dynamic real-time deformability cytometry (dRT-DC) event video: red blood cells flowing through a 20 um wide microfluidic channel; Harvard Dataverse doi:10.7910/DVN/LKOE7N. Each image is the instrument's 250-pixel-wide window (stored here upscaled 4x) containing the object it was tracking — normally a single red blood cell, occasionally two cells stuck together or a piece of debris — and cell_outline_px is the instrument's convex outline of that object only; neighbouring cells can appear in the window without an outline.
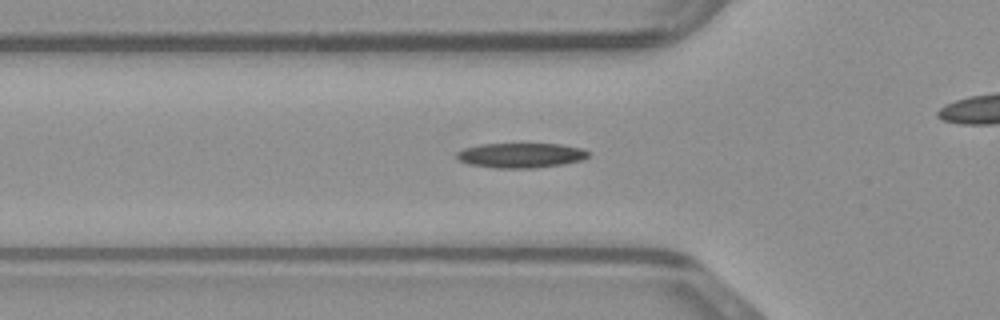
{"species": "common noctule bat (a hibernating species)", "species_latin": "Nyctalus noctula", "temperature_condition": "warm", "stored_images_in_passage": 48, "camera_frame_rate_fps": 3000, "um_per_image_px": 0.085, "animal": {"sex": "male", "body_mass_g": 23.1, "forearm_length_mm": 52.7}, "frame": {"image": 1, "passage_image": 15, "time_ms": 4.667, "image_size_px": [1000, 320], "cell_outline_px": [[592, 156], [584, 160], [564, 164], [536, 168], [492, 168], [468, 164], [460, 160], [456, 156], [456, 152], [464, 148], [480, 144], [560, 144], [584, 148]], "centroid_in_image_um": [44.32, 13.21], "position_along_channel_um": 81.5, "area_um2": 19.36}}
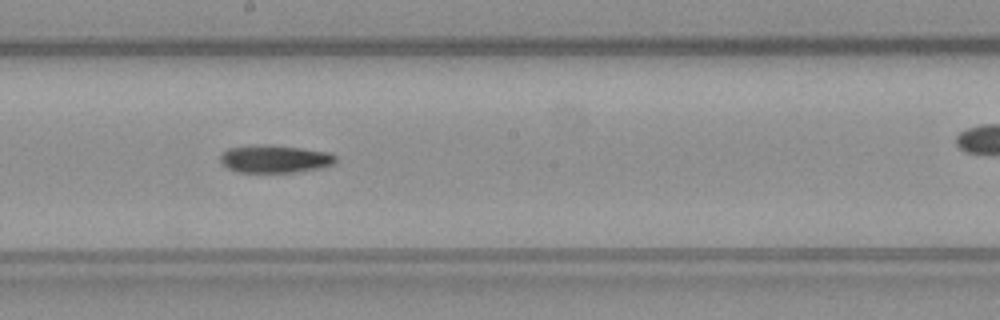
{"frame": {"image": 2, "passage_image": 25, "time_ms": 8.0, "image_size_px": [1000, 320], "cell_outline_px": [[336, 164], [324, 168], [296, 172], [236, 172], [228, 168], [220, 160], [220, 156], [228, 148], [300, 148], [332, 152], [336, 156]], "centroid_in_image_um": [23.49, 13.58], "position_along_channel_um": 224.7, "area_um2": 17.74}}
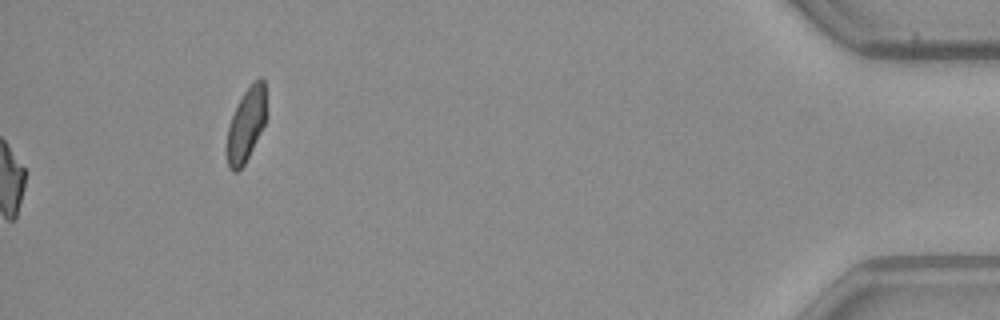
{"frame": {"image": 3, "passage_image": 48, "time_ms": 15.667, "image_size_px": [1000, 320], "cell_outline_px": [[268, 116], [244, 164], [236, 172], [232, 172], [228, 168], [228, 124], [244, 92], [252, 80], [260, 76], [264, 80]], "centroid_in_image_um": [20.97, 10.51], "position_along_channel_um": 414.2, "area_um2": 16.82}}